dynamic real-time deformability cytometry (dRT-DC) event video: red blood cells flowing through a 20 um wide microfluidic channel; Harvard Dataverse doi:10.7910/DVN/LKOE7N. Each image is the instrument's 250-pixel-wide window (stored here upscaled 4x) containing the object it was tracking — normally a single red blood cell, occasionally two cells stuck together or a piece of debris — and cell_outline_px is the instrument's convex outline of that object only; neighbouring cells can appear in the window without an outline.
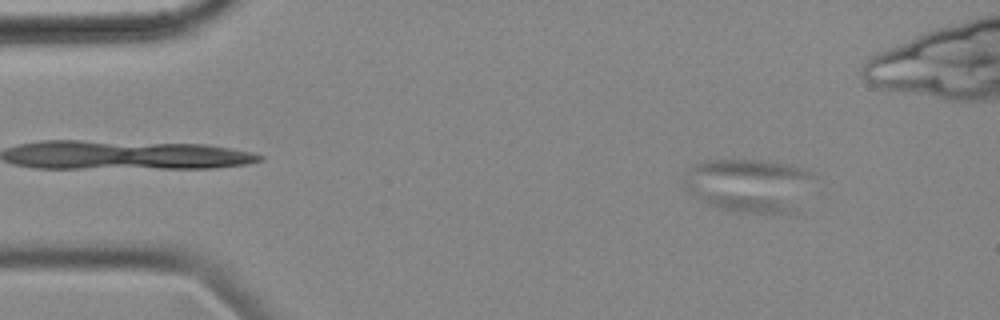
{"species": "common noctule bat (a hibernating species)", "species_latin": "Nyctalus noctula", "temperature_condition": "cold", "stored_images_in_passage": 59, "camera_frame_rate_fps": 3000, "um_per_image_px": 0.085, "animal": {"sex": "female", "body_mass_g": 18.4}, "frame": {"image": 1, "passage_image": 7, "time_ms": 2.0, "image_size_px": [1000, 320], "cell_outline_px": [[812, 176], [796, 216], [788, 216], [736, 212], [704, 204], [684, 184], [684, 180], [688, 172], [696, 164], [704, 160], [764, 160], [792, 164], [804, 168]], "centroid_in_image_um": [63.73, 15.8], "position_along_channel_um": 21.3, "area_um2": 41.04}}
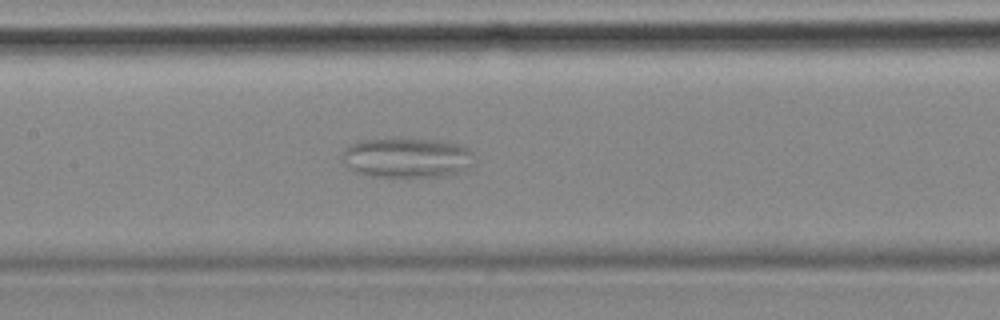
{"frame": {"image": 2, "passage_image": 27, "time_ms": 8.667, "image_size_px": [1000, 320], "cell_outline_px": [[472, 152], [468, 168], [460, 172], [444, 176], [368, 176], [356, 172], [348, 168], [344, 164], [344, 148], [348, 144], [364, 140], [440, 140], [460, 144], [468, 148]], "centroid_in_image_um": [34.57, 13.42], "position_along_channel_um": 172.8, "area_um2": 30.11}}
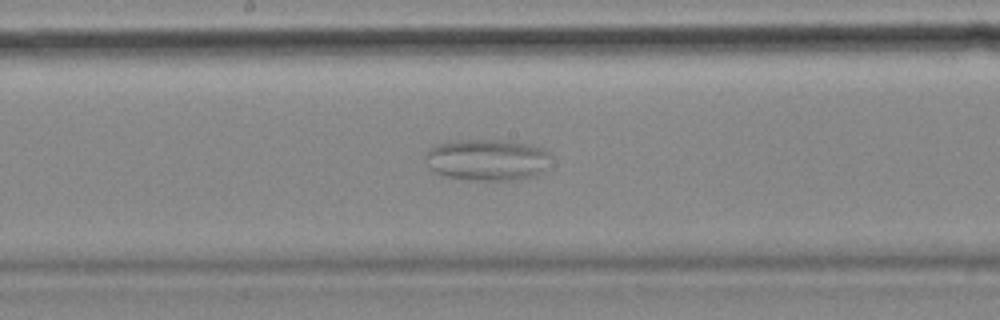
{"frame": {"image": 3, "passage_image": 30, "time_ms": 9.667, "image_size_px": [1000, 320], "cell_outline_px": [[552, 156], [540, 172], [536, 176], [520, 180], [472, 180], [444, 176], [428, 168], [424, 160], [428, 148], [436, 144], [464, 140], [496, 140], [524, 144], [540, 148], [548, 152]], "centroid_in_image_um": [41.35, 13.6], "position_along_channel_um": 206.8, "area_um2": 30.17}}